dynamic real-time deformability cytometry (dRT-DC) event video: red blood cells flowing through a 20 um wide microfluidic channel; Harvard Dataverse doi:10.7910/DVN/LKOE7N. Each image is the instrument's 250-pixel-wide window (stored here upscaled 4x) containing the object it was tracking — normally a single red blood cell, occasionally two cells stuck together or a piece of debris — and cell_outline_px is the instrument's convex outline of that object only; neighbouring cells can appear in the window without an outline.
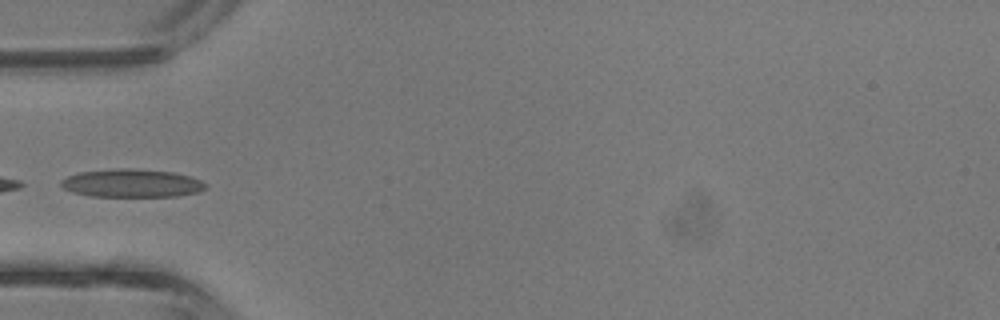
{"species": "common noctule bat (a hibernating species)", "species_latin": "Nyctalus noctula", "temperature_condition": "room temperature", "stored_images_in_passage": 4, "camera_frame_rate_fps": 3000, "um_per_image_px": 0.085, "animal": {"sex": "male", "body_mass_g": 13.3}, "frame": {"image": 1, "passage_image": 4, "time_ms": 1.0, "image_size_px": [1000, 320], "cell_outline_px": [[208, 188], [200, 192], [176, 196], [92, 196], [72, 192], [64, 188], [60, 184], [60, 180], [68, 176], [80, 172], [116, 168], [128, 168], [172, 172], [188, 176], [200, 180]], "centroid_in_image_um": [11.19, 15.57], "position_along_channel_um": 73.8, "area_um2": 23.58}}